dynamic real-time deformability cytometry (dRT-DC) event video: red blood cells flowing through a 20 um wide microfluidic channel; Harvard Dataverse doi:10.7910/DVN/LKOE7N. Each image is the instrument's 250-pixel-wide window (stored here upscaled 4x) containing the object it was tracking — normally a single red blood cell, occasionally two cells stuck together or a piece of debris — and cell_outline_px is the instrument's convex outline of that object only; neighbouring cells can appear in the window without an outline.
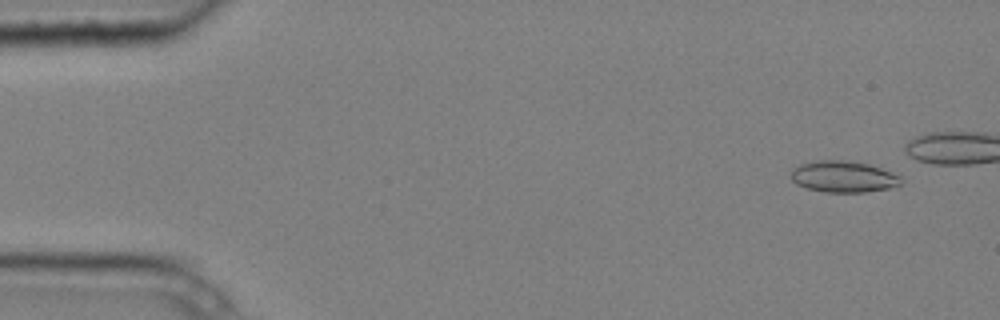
{"species": "common noctule bat (a hibernating species)", "species_latin": "Nyctalus noctula", "temperature_condition": "cold", "stored_images_in_passage": 5, "camera_frame_rate_fps": 3000, "um_per_image_px": 0.085, "animal": {"sex": "male", "body_mass_g": 20.4}, "frame": {"image": 1, "passage_image": 1, "time_ms": 0.0, "image_size_px": [1000, 320], "cell_outline_px": [[900, 184], [888, 188], [864, 192], [824, 192], [808, 188], [796, 184], [792, 180], [792, 168], [800, 164], [816, 160], [844, 160], [868, 164], [880, 168], [900, 176]], "centroid_in_image_um": [71.64, 15.01], "position_along_channel_um": 13.4, "area_um2": 19.88}}
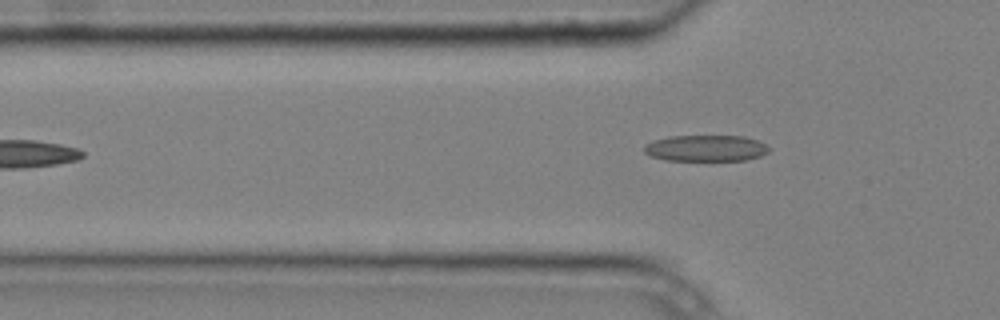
{"frame": {"image": 2, "passage_image": 5, "time_ms": 1.333, "image_size_px": [1000, 320], "cell_outline_px": [[772, 148], [768, 152], [760, 156], [744, 160], [664, 160], [652, 156], [644, 152], [644, 144], [652, 140], [668, 136], [744, 136], [756, 140]], "centroid_in_image_um": [59.97, 12.59], "position_along_channel_um": 65.8, "area_um2": 19.13}}